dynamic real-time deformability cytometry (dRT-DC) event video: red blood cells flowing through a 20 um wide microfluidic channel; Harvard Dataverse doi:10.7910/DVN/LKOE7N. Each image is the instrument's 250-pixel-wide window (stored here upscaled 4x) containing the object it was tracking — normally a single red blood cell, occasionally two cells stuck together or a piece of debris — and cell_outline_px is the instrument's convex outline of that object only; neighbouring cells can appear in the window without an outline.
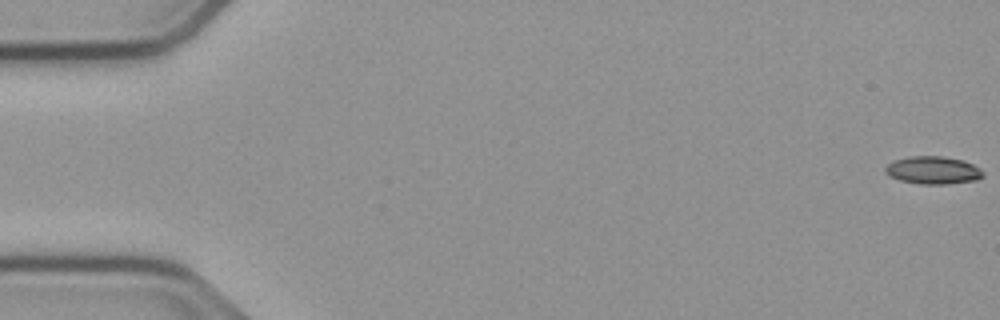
{"species": "common noctule bat (a hibernating species)", "species_latin": "Nyctalus noctula", "temperature_condition": "cold", "stored_images_in_passage": 55, "camera_frame_rate_fps": 3000, "um_per_image_px": 0.085, "animal": {"sex": "male", "body_mass_g": 23.1, "forearm_length_mm": 52.7}, "frame": {"image": 1, "passage_image": 1, "time_ms": 0.0, "image_size_px": [1000, 320], "cell_outline_px": [[984, 176], [976, 180], [948, 184], [920, 184], [900, 180], [888, 176], [884, 172], [884, 168], [892, 160], [908, 156], [944, 156], [964, 160], [980, 168], [984, 172]], "centroid_in_image_um": [79.29, 14.46], "position_along_channel_um": 5.7, "area_um2": 16.07}}
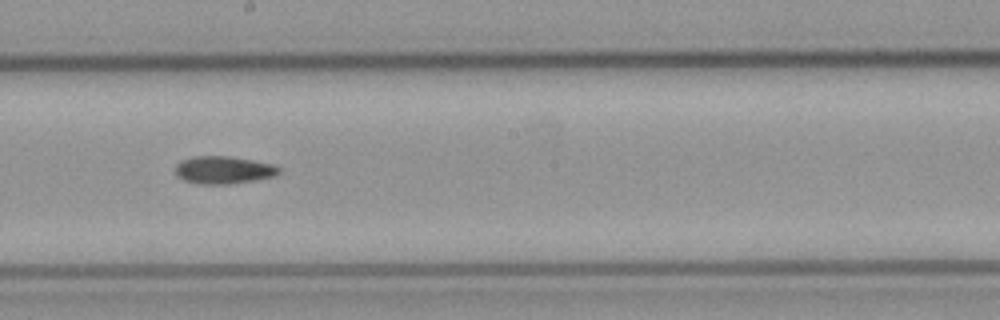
{"frame": {"image": 2, "passage_image": 31, "time_ms": 10.0, "image_size_px": [1000, 320], "cell_outline_px": [[280, 172], [276, 176], [256, 180], [228, 184], [200, 184], [184, 180], [176, 176], [176, 164], [180, 160], [192, 156], [228, 156], [252, 160], [272, 164], [280, 168]], "centroid_in_image_um": [18.99, 14.45], "position_along_channel_um": 229.2, "area_um2": 16.76}}
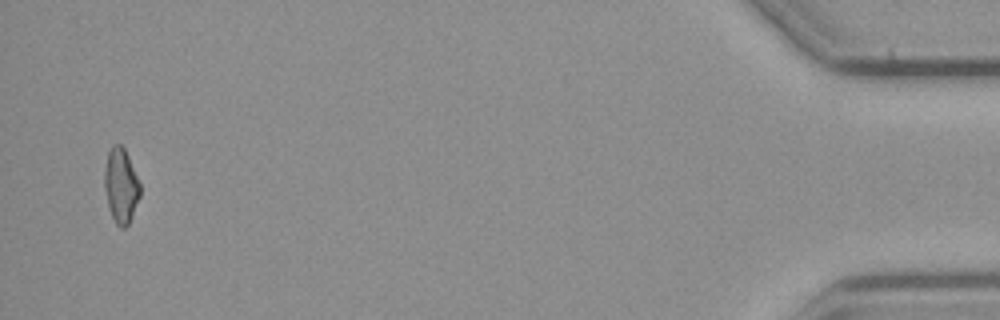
{"frame": {"image": 3, "passage_image": 54, "time_ms": 17.667, "image_size_px": [1000, 320], "cell_outline_px": [[140, 196], [128, 224], [124, 228], [120, 228], [116, 224], [112, 216], [108, 204], [104, 188], [104, 172], [108, 152], [112, 144], [120, 144], [124, 148], [128, 156], [140, 184]], "centroid_in_image_um": [10.27, 15.77], "position_along_channel_um": 424.9, "area_um2": 15.32}}